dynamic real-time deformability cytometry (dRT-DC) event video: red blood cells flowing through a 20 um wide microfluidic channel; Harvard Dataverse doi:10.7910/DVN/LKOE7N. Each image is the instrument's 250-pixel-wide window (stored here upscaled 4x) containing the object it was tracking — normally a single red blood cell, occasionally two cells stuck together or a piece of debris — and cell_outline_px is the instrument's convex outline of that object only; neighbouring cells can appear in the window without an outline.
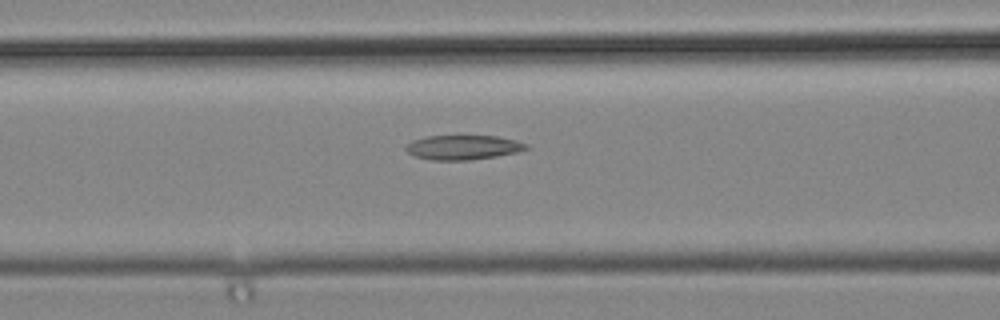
{"species": "common noctule bat (a hibernating species)", "species_latin": "Nyctalus noctula", "temperature_condition": "cold", "stored_images_in_passage": 30, "segment_of_instrument_passage": [1, 2], "camera_frame_rate_fps": 3000, "um_per_image_px": 0.085, "animal": {"sex": "male", "body_mass_g": 19.2, "forearm_length_mm": 51.8}, "frame": {"image": 1, "passage_image": 10, "time_ms": 3.0, "image_size_px": [1000, 320], "cell_outline_px": [[532, 148], [516, 152], [496, 156], [468, 160], [432, 160], [416, 156], [408, 152], [404, 148], [412, 140], [428, 136], [496, 136], [516, 140], [528, 144]], "centroid_in_image_um": [39.4, 12.52], "position_along_channel_um": 127.2, "area_um2": 17.11}}
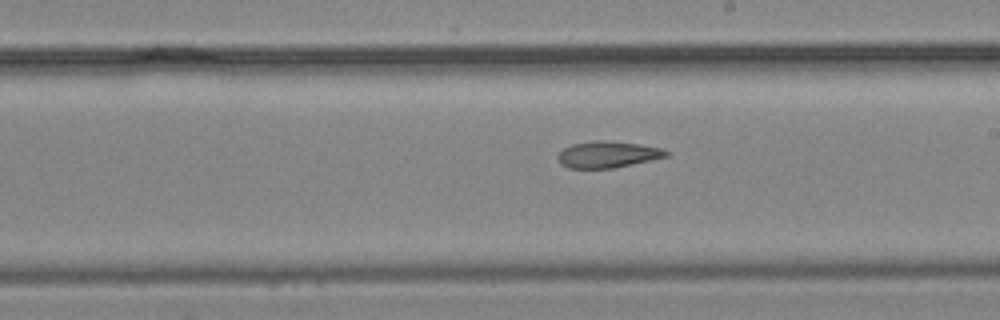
{"frame": {"image": 2, "passage_image": 18, "time_ms": 5.667, "image_size_px": [1000, 320], "cell_outline_px": [[672, 152], [668, 156], [632, 164], [612, 168], [568, 168], [560, 164], [556, 156], [564, 148], [572, 144], [596, 140], [604, 140], [640, 144], [664, 148]], "centroid_in_image_um": [51.67, 13.12], "position_along_channel_um": 237.3, "area_um2": 16.82}}
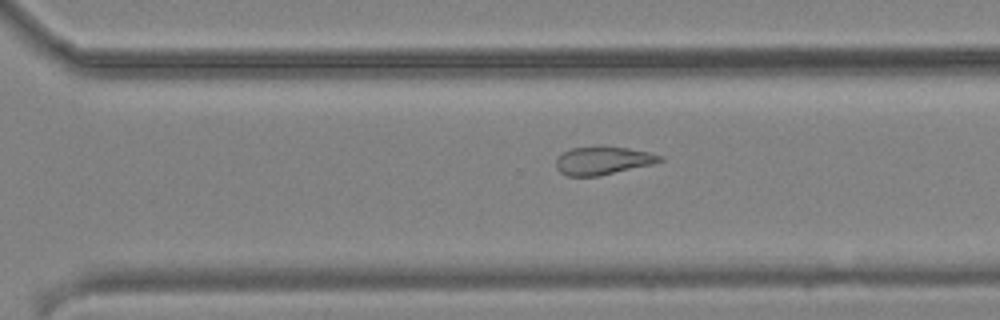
{"frame": {"image": 3, "passage_image": 24, "time_ms": 7.667, "image_size_px": [1000, 320], "cell_outline_px": [[664, 160], [652, 164], [596, 176], [568, 176], [560, 172], [556, 168], [556, 160], [564, 152], [572, 148], [628, 148], [648, 152], [664, 156]], "centroid_in_image_um": [51.26, 13.67], "position_along_channel_um": 319.3, "area_um2": 16.36}}